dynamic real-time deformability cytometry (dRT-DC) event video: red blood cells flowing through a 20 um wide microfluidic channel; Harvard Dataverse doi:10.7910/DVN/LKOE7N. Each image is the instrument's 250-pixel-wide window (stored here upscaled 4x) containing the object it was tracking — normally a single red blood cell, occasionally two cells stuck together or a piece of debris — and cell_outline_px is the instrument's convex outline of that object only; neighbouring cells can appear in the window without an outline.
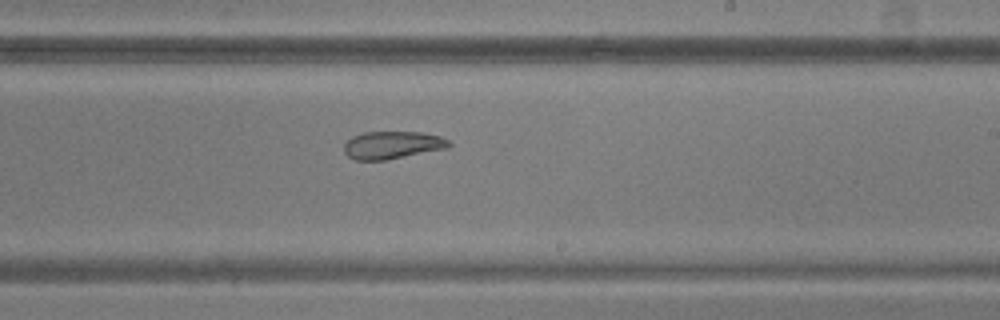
{"species": "common noctule bat (a hibernating species)", "species_latin": "Nyctalus noctula", "temperature_condition": "warm", "stored_images_in_passage": 6, "camera_frame_rate_fps": 3000, "um_per_image_px": 0.085, "animal": {"sex": "male", "body_mass_g": 20.5, "forearm_length_mm": 52.5}, "frame": {"image": 1, "passage_image": 6, "time_ms": 6.0, "image_size_px": [1000, 320], "cell_outline_px": [[452, 144], [448, 148], [384, 160], [356, 160], [348, 156], [344, 152], [344, 144], [352, 136], [364, 132], [424, 132], [440, 136], [448, 140]], "centroid_in_image_um": [33.35, 12.32], "position_along_channel_um": 255.6, "area_um2": 16.88}}